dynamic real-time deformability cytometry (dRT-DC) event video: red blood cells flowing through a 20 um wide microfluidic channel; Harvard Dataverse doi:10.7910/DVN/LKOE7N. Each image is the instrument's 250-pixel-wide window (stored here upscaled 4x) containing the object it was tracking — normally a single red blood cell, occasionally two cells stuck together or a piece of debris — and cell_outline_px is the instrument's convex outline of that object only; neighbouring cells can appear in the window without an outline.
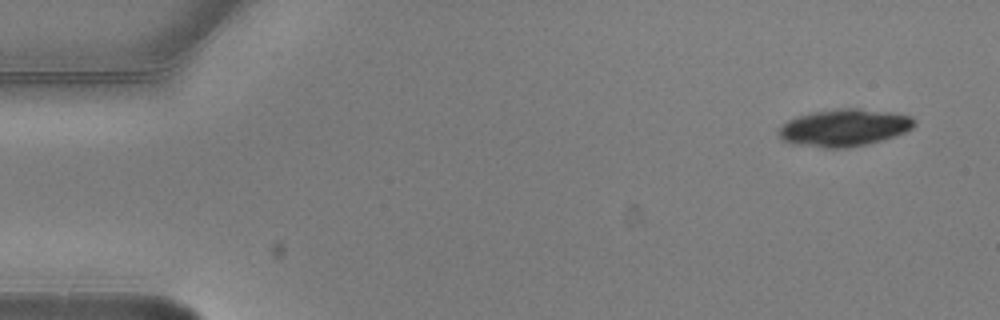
{"species": "common noctule bat (a hibernating species)", "species_latin": "Nyctalus noctula", "temperature_condition": "warm", "stored_images_in_passage": 8, "camera_frame_rate_fps": 3000, "um_per_image_px": 0.085, "animal": {"sex": "male", "body_mass_g": 20.5, "forearm_length_mm": 52.5}, "frame": {"image": 1, "passage_image": 1, "time_ms": 0.0, "image_size_px": [1000, 320], "cell_outline_px": [[916, 124], [912, 128], [904, 132], [880, 140], [848, 148], [824, 148], [796, 144], [784, 140], [776, 132], [788, 120], [796, 116], [812, 112], [844, 108], [856, 108], [892, 112], [912, 116], [916, 120]], "centroid_in_image_um": [71.76, 10.84], "position_along_channel_um": 13.2, "area_um2": 29.19}}